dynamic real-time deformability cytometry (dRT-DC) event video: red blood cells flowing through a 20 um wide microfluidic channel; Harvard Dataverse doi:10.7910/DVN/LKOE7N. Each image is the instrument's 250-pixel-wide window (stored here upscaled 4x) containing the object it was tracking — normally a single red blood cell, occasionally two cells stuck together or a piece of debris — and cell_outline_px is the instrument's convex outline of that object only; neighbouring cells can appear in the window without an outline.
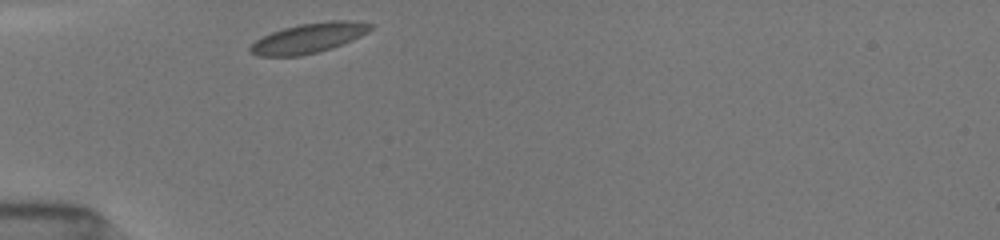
{"species": "common noctule bat (a hibernating species)", "species_latin": "Nyctalus noctula", "temperature_condition": "room temperature", "stored_images_in_passage": 55, "camera_frame_rate_fps": 3000, "um_per_image_px": 0.085, "animal": {"sex": "female", "body_mass_g": 19.5, "forearm_length_mm": 54.1}, "frame": {"image": 1, "passage_image": 1, "time_ms": 0.0, "image_size_px": [1000, 240], "cell_outline_px": [[372, 28], [368, 32], [352, 40], [332, 48], [300, 56], [260, 56], [248, 52], [248, 48], [256, 40], [272, 32], [284, 28], [300, 24], [332, 20], [352, 20], [372, 24]], "centroid_in_image_um": [26.24, 3.23], "position_along_channel_um": 58.8, "area_um2": 20.81}}
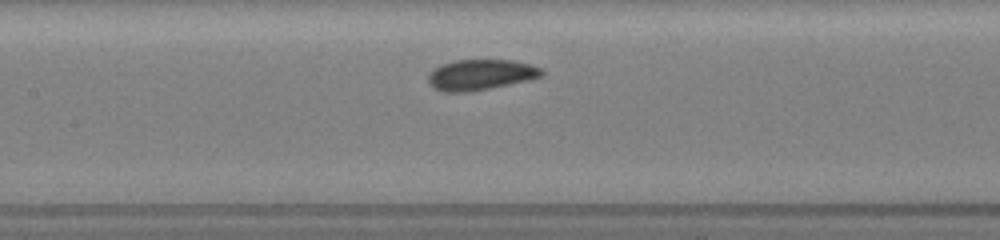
{"frame": {"image": 2, "passage_image": 16, "time_ms": 3.0, "image_size_px": [1000, 240], "cell_outline_px": [[544, 72], [540, 76], [528, 80], [492, 88], [468, 92], [440, 92], [432, 88], [428, 84], [428, 76], [432, 68], [456, 60], [512, 60], [528, 64], [540, 68]], "centroid_in_image_um": [40.78, 6.37], "position_along_channel_um": 166.6, "area_um2": 20.29}}
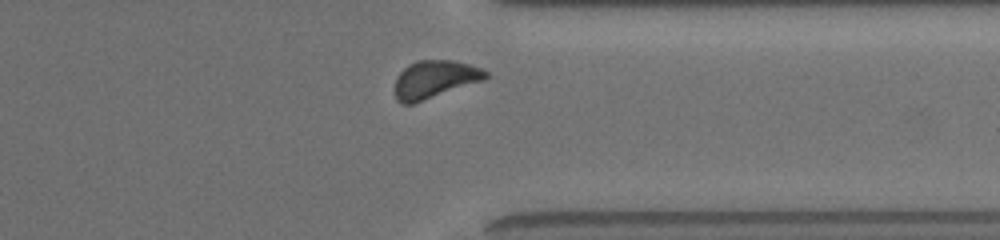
{"frame": {"image": 3, "passage_image": 48, "time_ms": 8.333, "image_size_px": [1000, 240], "cell_outline_px": [[488, 76], [484, 80], [412, 104], [404, 104], [396, 100], [396, 76], [408, 64], [416, 60], [456, 60], [480, 68], [488, 72]], "centroid_in_image_um": [36.94, 6.73], "position_along_channel_um": 374.5, "area_um2": 19.88}, "authors_computed_cell_mechanics": {"area_um2": 20.1144, "velocity_mm_per_s": 3.9194, "shape_relaxation_time_tau1_ms": 1.2925, "shape_relaxation_time_tau2_ms": null, "deformation_change_tau1": 0.0547, "deformation_change_tau2": null}}